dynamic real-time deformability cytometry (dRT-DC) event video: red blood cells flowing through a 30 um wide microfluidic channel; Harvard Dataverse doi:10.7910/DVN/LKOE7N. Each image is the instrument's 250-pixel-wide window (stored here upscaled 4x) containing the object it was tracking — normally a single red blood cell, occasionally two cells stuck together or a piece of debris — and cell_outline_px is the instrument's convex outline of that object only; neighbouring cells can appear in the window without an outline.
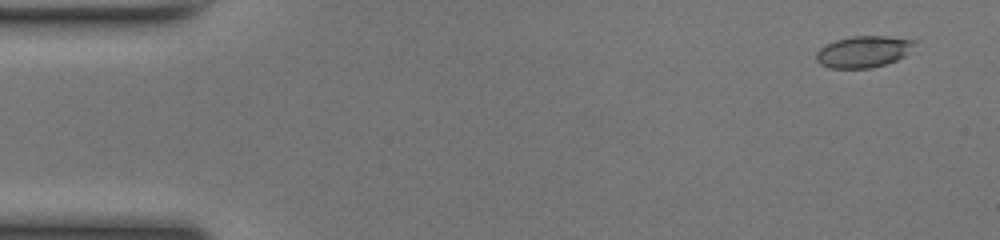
{"species": "common noctule bat (a hibernating species)", "species_latin": "Nyctalus noctula", "temperature_condition": "room temperature", "stored_images_in_passage": 48, "camera_frame_rate_fps": 3000, "um_per_image_px": 0.085, "animal": {"sex": "female", "body_mass_g": 17.0, "forearm_length_mm": 48.0}, "frame": {"image": 1, "passage_image": 1, "time_ms": 0.0, "image_size_px": [1000, 240], "cell_outline_px": [[920, 40], [904, 56], [896, 60], [872, 68], [832, 68], [820, 64], [816, 60], [816, 52], [820, 48], [836, 40], [852, 36], [884, 36]], "centroid_in_image_um": [73.42, 4.38], "position_along_channel_um": 11.6, "area_um2": 18.03}}
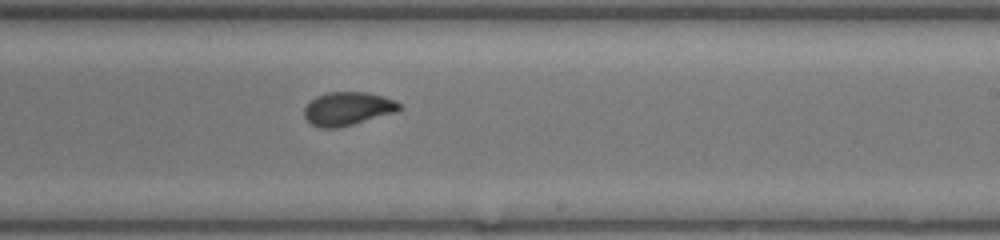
{"frame": {"image": 2, "passage_image": 28, "time_ms": 9.0, "image_size_px": [1000, 240], "cell_outline_px": [[404, 108], [392, 112], [340, 128], [320, 128], [312, 124], [304, 116], [304, 108], [316, 96], [328, 92], [368, 92], [392, 100], [400, 104]], "centroid_in_image_um": [29.51, 9.24], "position_along_channel_um": 259.5, "area_um2": 18.15}}
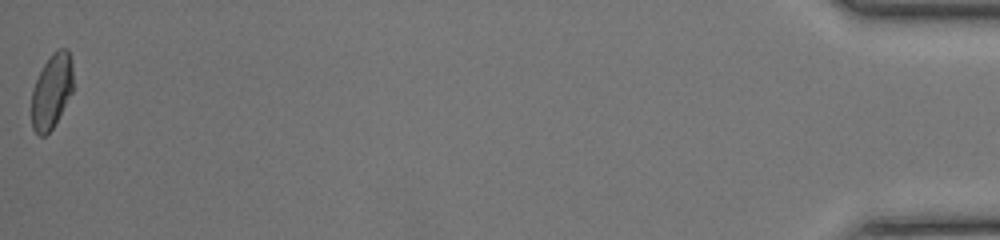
{"frame": {"image": 3, "passage_image": 48, "time_ms": 15.667, "image_size_px": [1000, 240], "cell_outline_px": [[72, 92], [52, 128], [44, 136], [40, 136], [32, 128], [32, 88], [44, 64], [52, 52], [60, 48], [68, 48], [72, 60]], "centroid_in_image_um": [4.39, 7.71], "position_along_channel_um": 430.8, "area_um2": 17.92}, "authors_computed_cell_mechanics": {"area_um2": 18.4382, "velocity_mm_per_s": 4.1824, "shape_relaxation_time_tau1_ms": 3.7318, "shape_relaxation_time_tau2_ms": 0.7622, "deformation_change_tau1": 0.1274, "deformation_change_tau2": 0.0351}}